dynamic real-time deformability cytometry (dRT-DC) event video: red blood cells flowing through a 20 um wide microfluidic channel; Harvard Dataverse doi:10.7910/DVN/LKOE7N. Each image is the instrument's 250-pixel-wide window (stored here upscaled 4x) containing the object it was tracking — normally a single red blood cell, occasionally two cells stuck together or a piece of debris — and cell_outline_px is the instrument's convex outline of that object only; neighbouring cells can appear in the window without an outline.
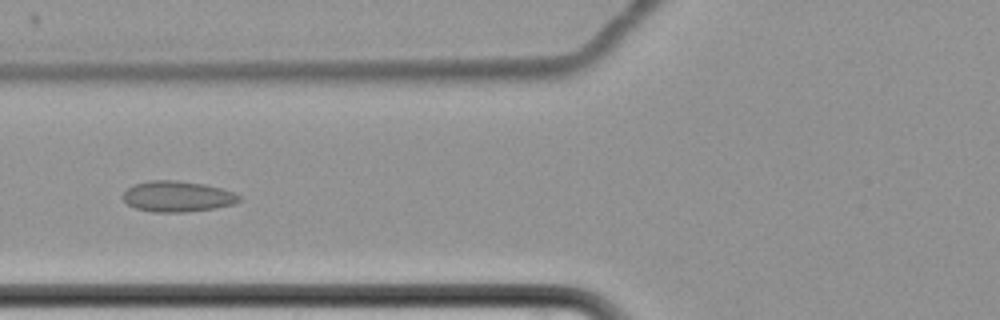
{"species": "common noctule bat (a hibernating species)", "species_latin": "Nyctalus noctula", "temperature_condition": "cold", "stored_images_in_passage": 13, "camera_frame_rate_fps": 3000, "um_per_image_px": 0.085, "animal": {"sex": "female", "body_mass_g": 22.7, "forearm_length_mm": 54.2}, "frame": {"image": 1, "passage_image": 8, "time_ms": 9.333, "image_size_px": [1000, 320], "cell_outline_px": [[240, 200], [236, 204], [216, 208], [184, 212], [152, 212], [136, 208], [128, 204], [124, 200], [124, 192], [132, 184], [148, 180], [176, 180], [204, 184], [220, 188], [232, 192], [240, 196]], "centroid_in_image_um": [15.08, 16.69], "position_along_channel_um": 110.7, "area_um2": 20.87}}
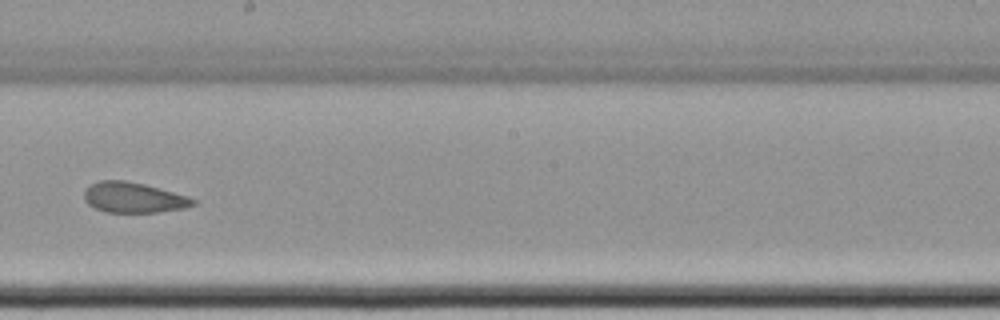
{"frame": {"image": 2, "passage_image": 11, "time_ms": 13.0, "image_size_px": [1000, 320], "cell_outline_px": [[196, 204], [184, 208], [160, 212], [104, 212], [88, 204], [84, 200], [84, 188], [88, 184], [100, 180], [124, 180], [144, 184], [188, 196], [196, 200]], "centroid_in_image_um": [11.31, 16.78], "position_along_channel_um": 236.9, "area_um2": 19.42}}
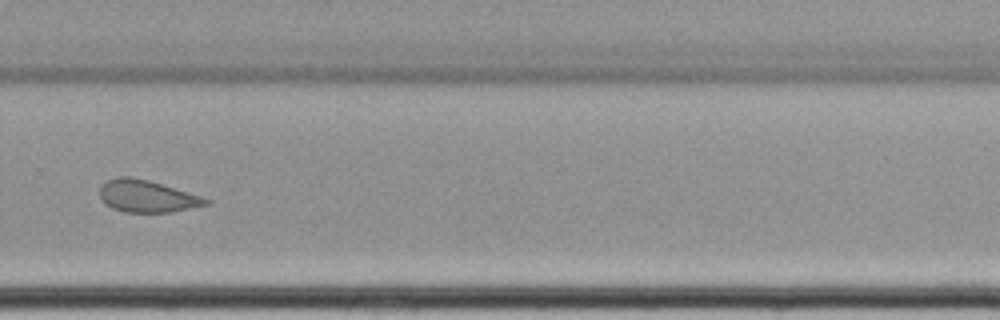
{"frame": {"image": 3, "passage_image": 13, "time_ms": 15.333, "image_size_px": [1000, 320], "cell_outline_px": [[208, 204], [172, 212], [124, 212], [112, 208], [104, 204], [100, 200], [100, 188], [108, 180], [116, 176], [128, 176], [148, 180], [200, 196], [208, 200]], "centroid_in_image_um": [12.42, 16.68], "position_along_channel_um": 317.4, "area_um2": 19.59}}